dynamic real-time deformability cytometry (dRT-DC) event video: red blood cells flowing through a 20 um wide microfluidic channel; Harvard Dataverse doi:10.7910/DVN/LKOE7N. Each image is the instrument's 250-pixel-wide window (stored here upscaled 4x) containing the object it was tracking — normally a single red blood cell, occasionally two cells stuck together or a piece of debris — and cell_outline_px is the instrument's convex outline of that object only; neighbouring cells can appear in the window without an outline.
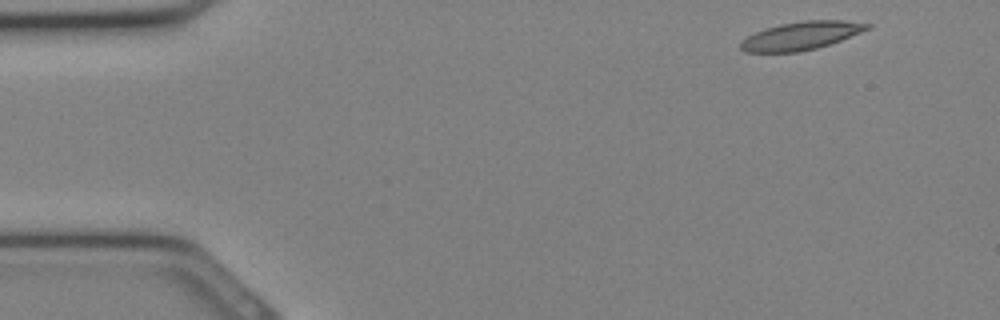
{"species": "Egyptian fruit bat (a non-hibernating species)", "species_latin": "Rousettus aegyptiacus", "temperature_condition": "cold", "stored_images_in_passage": 8, "camera_frame_rate_fps": 3000, "um_per_image_px": 0.085, "animal": {"sex": "female"}, "frame": {"image": 1, "passage_image": 1, "time_ms": 0.0, "image_size_px": [1000, 320], "cell_outline_px": [[872, 28], [840, 40], [816, 48], [796, 52], [744, 52], [740, 48], [740, 40], [764, 28], [780, 24], [804, 20], [844, 20], [872, 24]], "centroid_in_image_um": [68.09, 3.03], "position_along_channel_um": 16.9, "area_um2": 20.75}}
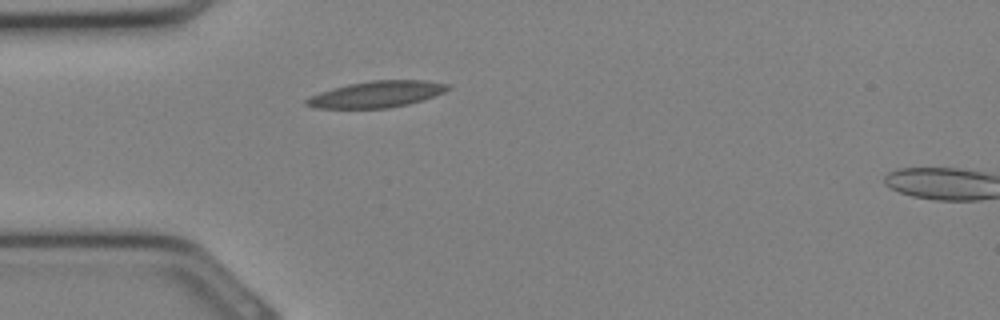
{"frame": {"image": 2, "passage_image": 7, "time_ms": 2.0, "image_size_px": [1000, 320], "cell_outline_px": [[452, 88], [444, 92], [424, 100], [408, 104], [388, 108], [312, 108], [304, 104], [304, 100], [308, 96], [332, 88], [348, 84], [372, 80], [424, 80], [448, 84]], "centroid_in_image_um": [31.99, 8.01], "position_along_channel_um": 53.0, "area_um2": 21.91}}